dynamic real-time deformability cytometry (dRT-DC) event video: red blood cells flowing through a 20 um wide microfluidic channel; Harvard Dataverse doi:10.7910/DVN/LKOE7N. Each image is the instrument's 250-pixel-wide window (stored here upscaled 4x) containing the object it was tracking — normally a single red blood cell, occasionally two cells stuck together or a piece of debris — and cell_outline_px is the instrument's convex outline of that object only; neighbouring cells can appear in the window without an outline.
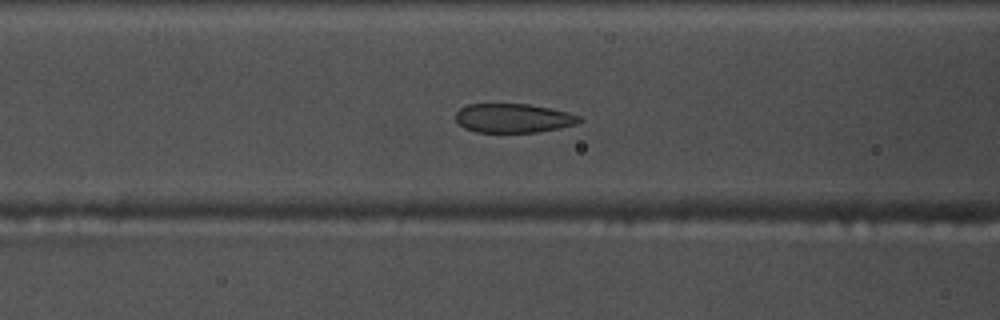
{"species": "common noctule bat (a hibernating species)", "species_latin": "Nyctalus noctula", "temperature_condition": "warm", "stored_images_in_passage": 56, "camera_frame_rate_fps": 3000, "um_per_image_px": 0.085, "animal": {"sex": "male", "body_mass_g": 17.5, "forearm_length_mm": 52.3}, "frame": {"image": 1, "passage_image": 22, "time_ms": 7.0, "image_size_px": [1000, 320], "cell_outline_px": [[580, 120], [576, 124], [536, 132], [476, 132], [464, 128], [456, 120], [456, 112], [460, 108], [468, 104], [528, 104], [568, 112], [580, 116]], "centroid_in_image_um": [43.59, 10.04], "position_along_channel_um": 123.0, "area_um2": 20.69}}
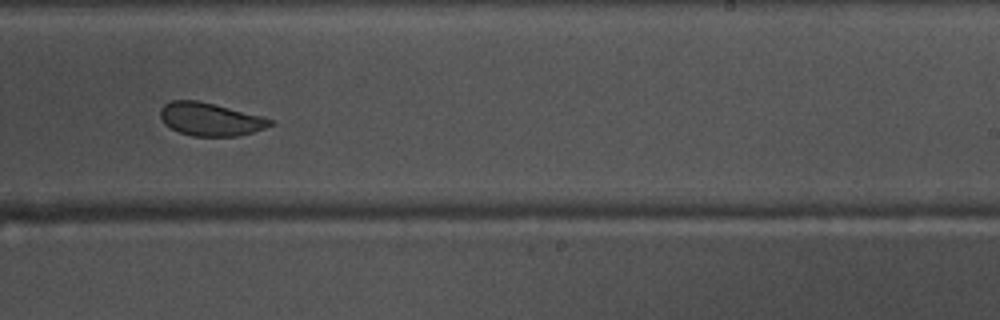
{"frame": {"image": 2, "passage_image": 34, "time_ms": 11.0, "image_size_px": [1000, 320], "cell_outline_px": [[272, 124], [264, 128], [240, 136], [192, 136], [180, 132], [164, 124], [160, 116], [160, 108], [164, 104], [172, 100], [196, 100], [260, 116], [272, 120]], "centroid_in_image_um": [17.82, 10.14], "position_along_channel_um": 271.2, "area_um2": 20.75}}
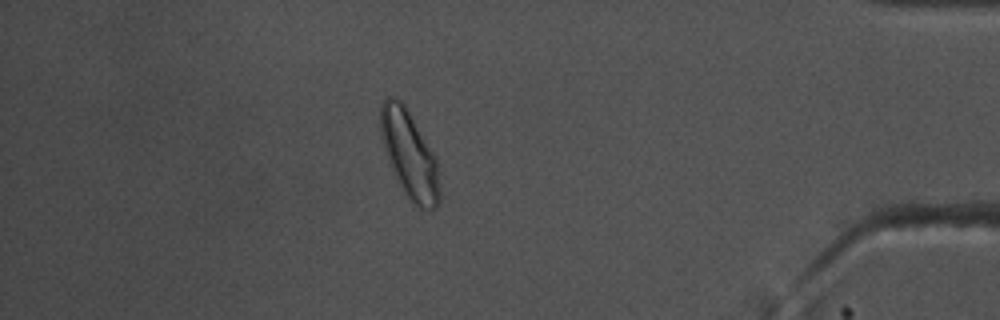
{"frame": {"image": 3, "passage_image": 48, "time_ms": 15.667, "image_size_px": [1000, 320], "cell_outline_px": [[440, 200], [436, 208], [420, 208], [412, 204], [404, 196], [388, 164], [380, 136], [380, 104], [388, 96], [392, 96], [400, 100], [404, 104], [436, 156], [440, 188]], "centroid_in_image_um": [34.77, 13.17], "position_along_channel_um": 400.4, "area_um2": 30.69}, "authors_computed_cell_mechanics": {"area_um2": 24.276, "velocity_mm_per_s": 3.7122, "shape_relaxation_time_tau1_ms": 4.2559, "shape_relaxation_time_tau2_ms": 0.8642, "deformation_change_tau1": 0.1066, "deformation_change_tau2": 0.059}}